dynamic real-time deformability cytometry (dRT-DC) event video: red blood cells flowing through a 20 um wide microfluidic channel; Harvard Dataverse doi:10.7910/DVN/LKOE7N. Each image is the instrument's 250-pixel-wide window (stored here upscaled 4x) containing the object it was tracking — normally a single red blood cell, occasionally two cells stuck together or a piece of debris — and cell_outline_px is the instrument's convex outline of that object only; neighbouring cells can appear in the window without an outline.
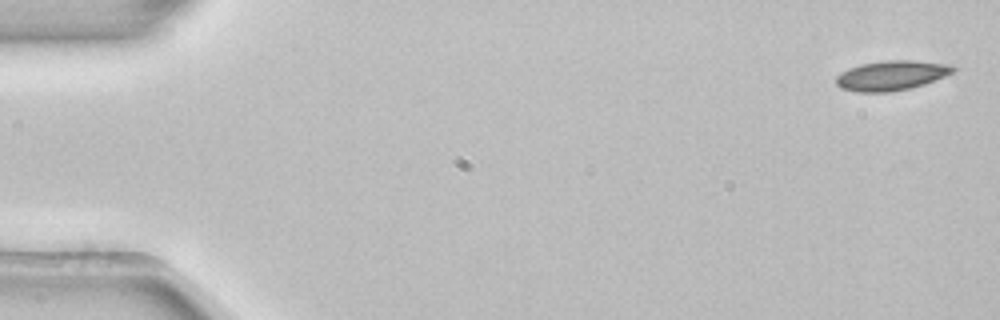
{"species": "common noctule bat (a hibernating species)", "species_latin": "Nyctalus noctula", "temperature_condition": "room temperature", "stored_images_in_passage": 4, "camera_frame_rate_fps": 3000, "um_per_image_px": 0.085, "animal": {"sex": "female", "body_mass_g": 22.7, "forearm_length_mm": 54.2}, "frame": {"image": 1, "passage_image": 1, "time_ms": 0.0, "image_size_px": [1000, 320], "cell_outline_px": [[960, 68], [944, 76], [924, 84], [912, 88], [892, 92], [856, 92], [840, 88], [836, 84], [836, 76], [840, 72], [848, 68], [860, 64], [884, 60], [912, 60], [948, 64]], "centroid_in_image_um": [75.75, 6.41], "position_along_channel_um": 9.3, "area_um2": 20.52}}
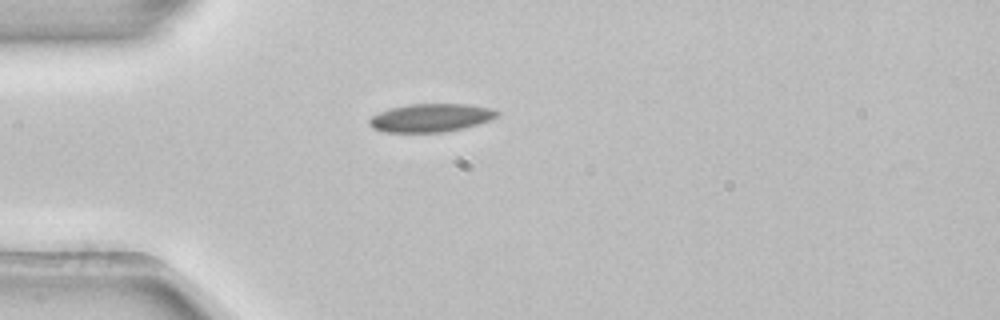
{"frame": {"image": 2, "passage_image": 4, "time_ms": 1.0, "image_size_px": [1000, 320], "cell_outline_px": [[500, 112], [496, 116], [488, 120], [464, 128], [444, 132], [384, 132], [372, 128], [368, 124], [368, 120], [372, 116], [380, 112], [392, 108], [408, 104], [464, 104], [488, 108]], "centroid_in_image_um": [36.56, 10.02], "position_along_channel_um": 48.4, "area_um2": 20.75}}